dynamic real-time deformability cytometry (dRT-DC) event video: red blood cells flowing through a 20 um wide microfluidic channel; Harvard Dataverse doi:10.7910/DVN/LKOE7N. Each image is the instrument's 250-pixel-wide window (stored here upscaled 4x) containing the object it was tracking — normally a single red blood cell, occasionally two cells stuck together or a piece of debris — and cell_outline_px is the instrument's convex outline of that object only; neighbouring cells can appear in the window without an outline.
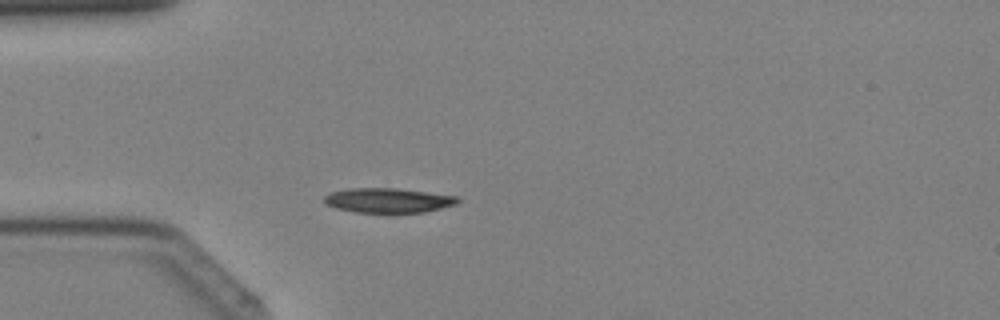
{"species": "Egyptian fruit bat (a non-hibernating species)", "species_latin": "Rousettus aegyptiacus", "temperature_condition": "cold", "stored_images_in_passage": 31, "camera_frame_rate_fps": 3000, "um_per_image_px": 0.085, "animal": {"sex": "female"}, "frame": {"image": 1, "passage_image": 8, "time_ms": 2.333, "image_size_px": [1000, 320], "cell_outline_px": [[460, 200], [456, 204], [424, 212], [356, 212], [336, 208], [324, 204], [324, 196], [328, 192], [348, 188], [396, 188], [460, 196]], "centroid_in_image_um": [32.97, 17.02], "position_along_channel_um": 52.0, "area_um2": 19.25}}
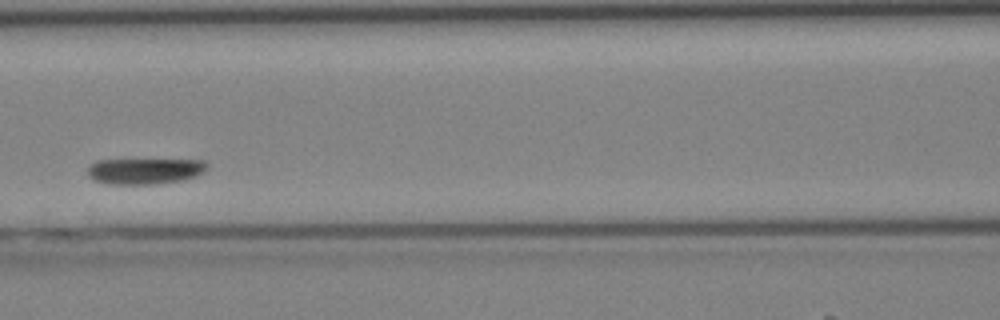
{"frame": {"image": 2, "passage_image": 15, "time_ms": 4.667, "image_size_px": [1000, 320], "cell_outline_px": [[208, 168], [204, 172], [196, 176], [184, 180], [152, 184], [108, 184], [92, 180], [88, 176], [88, 164], [96, 160], [204, 160], [208, 164]], "centroid_in_image_um": [12.29, 14.54], "position_along_channel_um": 154.3, "area_um2": 18.26}}
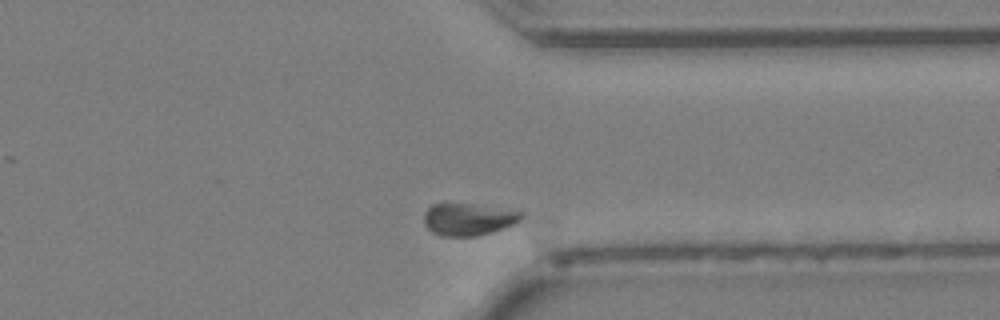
{"frame": {"image": 3, "passage_image": 29, "time_ms": 9.333, "image_size_px": [1000, 320], "cell_outline_px": [[524, 216], [520, 220], [512, 224], [492, 232], [476, 236], [440, 236], [432, 232], [424, 224], [424, 212], [432, 204], [472, 204], [524, 212]], "centroid_in_image_um": [39.78, 18.64], "position_along_channel_um": 371.6, "area_um2": 18.09}}